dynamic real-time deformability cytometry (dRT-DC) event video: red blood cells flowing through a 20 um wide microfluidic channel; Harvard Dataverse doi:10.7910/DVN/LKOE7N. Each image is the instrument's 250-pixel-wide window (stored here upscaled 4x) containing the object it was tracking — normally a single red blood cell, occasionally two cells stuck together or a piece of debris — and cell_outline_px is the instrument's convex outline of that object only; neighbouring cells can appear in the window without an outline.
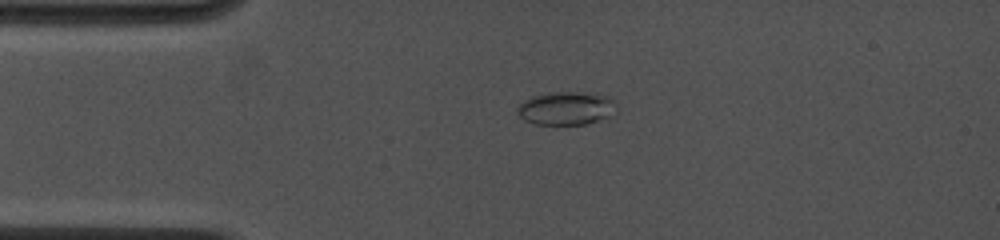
{"species": "common noctule bat (a hibernating species)", "species_latin": "Nyctalus noctula", "temperature_condition": "cold", "stored_images_in_passage": 54, "camera_frame_rate_fps": 4500, "um_per_image_px": 0.085, "animal": {"sex": "female", "body_mass_g": 19.0, "forearm_length_mm": 53.3}, "frame": {"image": 1, "passage_image": 1, "time_ms": 0.0, "image_size_px": [1000, 240], "cell_outline_px": [[616, 100], [604, 116], [596, 120], [584, 124], [536, 124], [524, 120], [516, 112], [516, 108], [524, 100], [532, 96], [552, 92], [576, 92], [608, 96]], "centroid_in_image_um": [47.98, 9.19], "position_along_channel_um": 37.0, "area_um2": 18.44}}
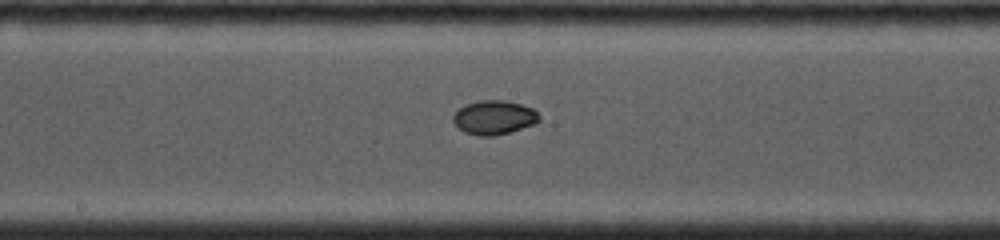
{"frame": {"image": 2, "passage_image": 22, "time_ms": 4.889, "image_size_px": [1000, 240], "cell_outline_px": [[540, 120], [536, 124], [508, 132], [492, 136], [480, 136], [464, 132], [452, 120], [452, 116], [460, 108], [468, 104], [480, 100], [504, 100], [520, 104], [532, 108], [540, 116]], "centroid_in_image_um": [42.01, 9.98], "position_along_channel_um": 206.2, "area_um2": 16.88}}
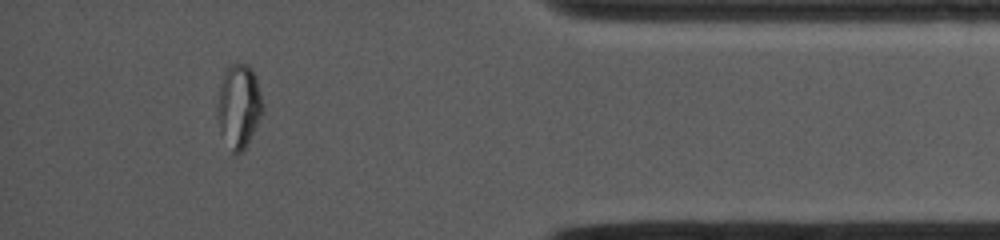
{"frame": {"image": 3, "passage_image": 48, "time_ms": 10.667, "image_size_px": [1000, 240], "cell_outline_px": [[264, 112], [244, 148], [236, 156], [232, 152], [220, 132], [216, 116], [216, 112], [220, 88], [224, 72], [228, 64], [248, 64], [252, 68], [256, 76], [264, 108]], "centroid_in_image_um": [20.3, 9.01], "position_along_channel_um": 414.9, "area_um2": 22.2}, "authors_computed_cell_mechanics": {"area_um2": 17.629, "velocity_mm_per_s": 4.0167, "shape_relaxation_time_tau1_ms": 7.6057, "shape_relaxation_time_tau2_ms": null, "deformation_change_tau1": 0.176, "deformation_change_tau2": null}}